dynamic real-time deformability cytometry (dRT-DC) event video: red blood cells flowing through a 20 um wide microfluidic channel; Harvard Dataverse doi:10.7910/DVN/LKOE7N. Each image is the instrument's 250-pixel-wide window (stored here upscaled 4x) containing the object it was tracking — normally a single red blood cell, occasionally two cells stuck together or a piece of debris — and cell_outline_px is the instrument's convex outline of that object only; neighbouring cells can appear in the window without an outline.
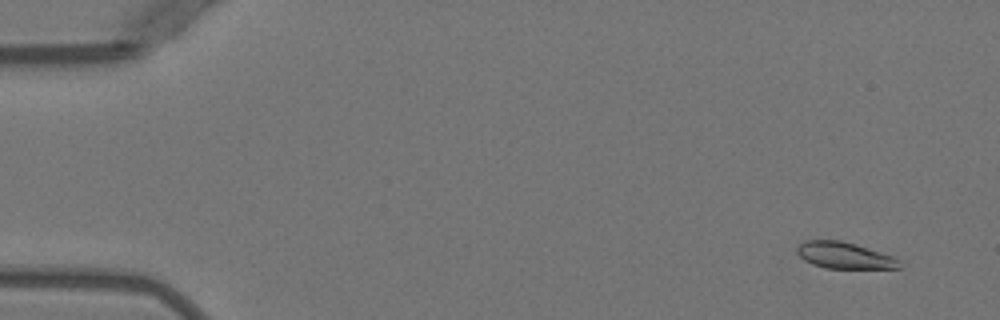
{"species": "Egyptian fruit bat (a non-hibernating species)", "species_latin": "Rousettus aegyptiacus", "temperature_condition": "warm", "stored_images_in_passage": 5, "camera_frame_rate_fps": 3000, "um_per_image_px": 0.085, "animal": {"sex": "female"}, "frame": {"image": 1, "passage_image": 1, "time_ms": 0.0, "image_size_px": [1000, 320], "cell_outline_px": [[900, 268], [824, 268], [812, 264], [804, 260], [796, 252], [796, 248], [804, 240], [840, 240], [856, 244], [892, 256], [900, 260]], "centroid_in_image_um": [71.74, 21.7], "position_along_channel_um": 13.3, "area_um2": 15.72}}
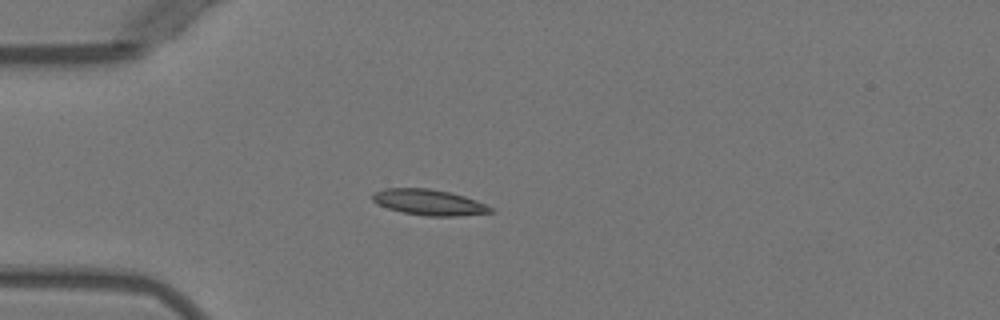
{"frame": {"image": 2, "passage_image": 4, "time_ms": 3.667, "image_size_px": [1000, 320], "cell_outline_px": [[496, 212], [456, 216], [428, 216], [404, 212], [388, 208], [372, 200], [372, 192], [384, 188], [428, 188], [448, 192], [464, 196], [476, 200], [496, 208]], "centroid_in_image_um": [36.51, 17.19], "position_along_channel_um": 48.5, "area_um2": 17.74}}